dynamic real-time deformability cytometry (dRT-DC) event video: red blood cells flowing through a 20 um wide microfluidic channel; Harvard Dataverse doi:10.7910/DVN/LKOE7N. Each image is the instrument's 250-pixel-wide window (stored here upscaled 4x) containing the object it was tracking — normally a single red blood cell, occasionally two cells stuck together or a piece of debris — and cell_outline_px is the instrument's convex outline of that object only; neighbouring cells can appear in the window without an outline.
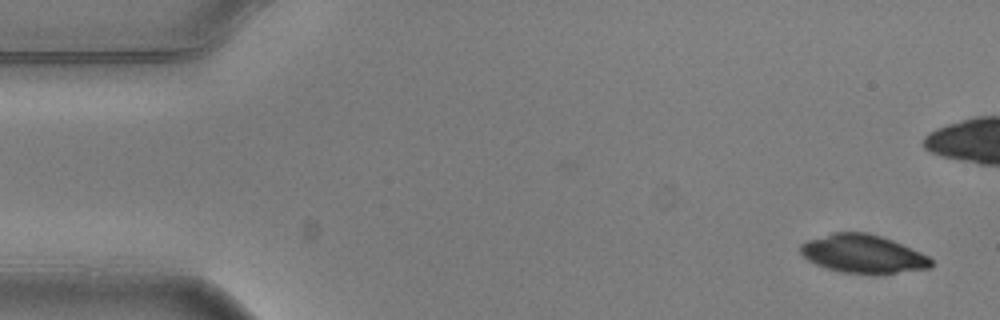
{"species": "common noctule bat (a hibernating species)", "species_latin": "Nyctalus noctula", "temperature_condition": "warm", "stored_images_in_passage": 8, "camera_frame_rate_fps": 3000, "um_per_image_px": 0.085, "animal": {"sex": "male", "body_mass_g": 20.5, "forearm_length_mm": 52.5}, "frame": {"image": 1, "passage_image": 1, "time_ms": 0.0, "image_size_px": [1000, 320], "cell_outline_px": [[932, 268], [896, 272], [844, 272], [828, 268], [816, 264], [808, 260], [800, 252], [800, 244], [808, 240], [832, 232], [868, 232], [892, 240], [920, 252], [928, 256], [932, 260]], "centroid_in_image_um": [73.34, 21.55], "position_along_channel_um": 11.7, "area_um2": 28.55}}